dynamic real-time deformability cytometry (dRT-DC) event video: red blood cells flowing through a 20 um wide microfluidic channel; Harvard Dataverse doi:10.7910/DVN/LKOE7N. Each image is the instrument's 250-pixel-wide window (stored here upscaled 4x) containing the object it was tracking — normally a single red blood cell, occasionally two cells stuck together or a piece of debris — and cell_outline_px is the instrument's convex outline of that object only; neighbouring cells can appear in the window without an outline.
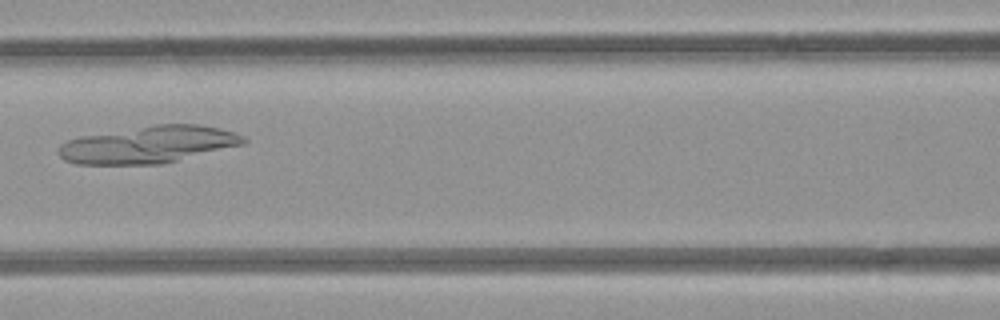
{"species": "common noctule bat (a hibernating species)", "species_latin": "Nyctalus noctula", "temperature_condition": "room temperature", "stored_images_in_passage": 5, "camera_frame_rate_fps": 3000, "um_per_image_px": 0.085, "animal": {"sex": "female", "body_mass_g": 21.9}, "frame": {"image": 1, "passage_image": 5, "time_ms": 4.667, "image_size_px": [1000, 320], "cell_outline_px": [[248, 140], [244, 144], [160, 164], [76, 164], [64, 160], [60, 156], [60, 144], [68, 140], [80, 136], [156, 124], [200, 124], [220, 128], [244, 136]], "centroid_in_image_um": [12.62, 12.28], "position_along_channel_um": 154.0, "area_um2": 39.65}}